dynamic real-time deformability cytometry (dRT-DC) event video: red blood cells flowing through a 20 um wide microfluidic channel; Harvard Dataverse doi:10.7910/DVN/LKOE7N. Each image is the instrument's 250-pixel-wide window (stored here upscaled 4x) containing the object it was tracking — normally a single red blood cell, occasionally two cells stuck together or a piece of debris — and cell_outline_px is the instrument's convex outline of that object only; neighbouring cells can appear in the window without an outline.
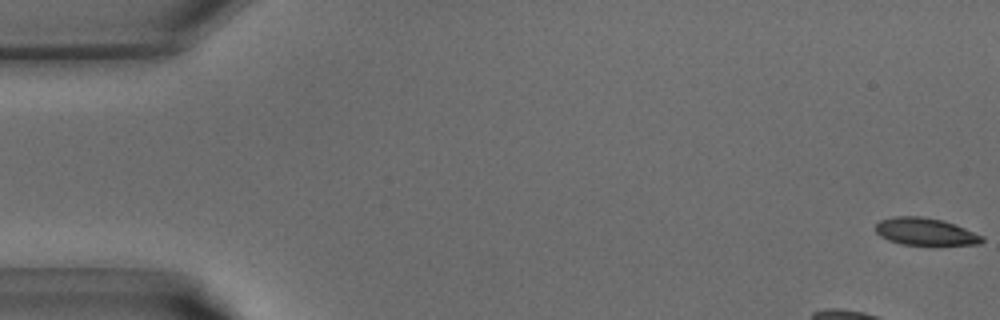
{"species": "common noctule bat (a hibernating species)", "species_latin": "Nyctalus noctula", "temperature_condition": "warm", "stored_images_in_passage": 40, "camera_frame_rate_fps": 3000, "um_per_image_px": 0.085, "animal": {"sex": "male", "body_mass_g": 15.6}, "frame": {"image": 1, "passage_image": 1, "time_ms": 0.0, "image_size_px": [1000, 320], "cell_outline_px": [[984, 240], [980, 244], [904, 244], [888, 240], [880, 236], [876, 232], [876, 224], [880, 220], [896, 216], [920, 216], [944, 220], [956, 224], [984, 236]], "centroid_in_image_um": [78.67, 19.67], "position_along_channel_um": 6.3, "area_um2": 16.82}}